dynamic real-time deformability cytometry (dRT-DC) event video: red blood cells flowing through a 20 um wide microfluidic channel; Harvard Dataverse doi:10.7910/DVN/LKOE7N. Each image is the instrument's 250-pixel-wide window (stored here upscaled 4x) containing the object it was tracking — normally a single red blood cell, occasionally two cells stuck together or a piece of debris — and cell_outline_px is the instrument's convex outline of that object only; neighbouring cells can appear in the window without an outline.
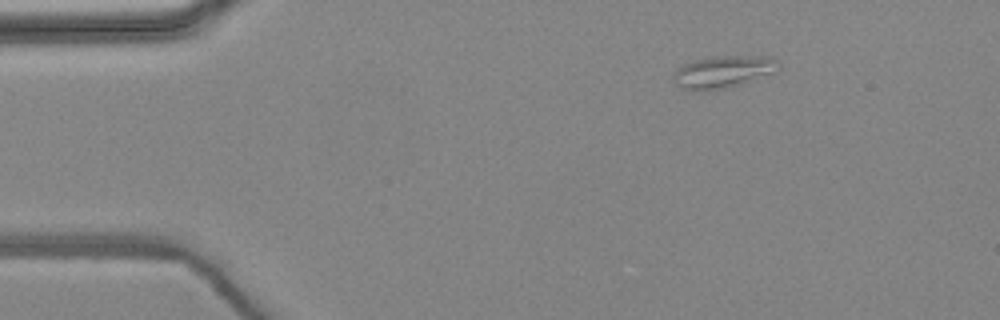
{"species": "common noctule bat (a hibernating species)", "species_latin": "Nyctalus noctula", "temperature_condition": "warm", "stored_images_in_passage": 5, "camera_frame_rate_fps": 3000, "um_per_image_px": 0.085, "animal": {"sex": "female", "body_mass_g": 24.6, "forearm_length_mm": 56.2}, "frame": {"image": 1, "passage_image": 5, "time_ms": 1.333, "image_size_px": [1000, 320], "cell_outline_px": [[780, 64], [776, 72], [720, 88], [680, 88], [676, 84], [672, 76], [676, 68], [692, 60], [712, 56], [772, 56]], "centroid_in_image_um": [61.46, 6.03], "position_along_channel_um": 23.5, "area_um2": 18.96}}